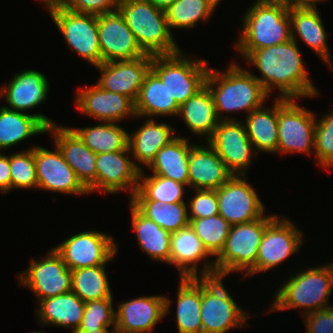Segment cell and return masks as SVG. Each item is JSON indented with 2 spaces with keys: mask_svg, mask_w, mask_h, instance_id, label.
<instances>
[{
  "mask_svg": "<svg viewBox=\"0 0 333 333\" xmlns=\"http://www.w3.org/2000/svg\"><path fill=\"white\" fill-rule=\"evenodd\" d=\"M246 63L258 69L260 76L254 77L271 95L273 87L278 89L280 98L299 99L318 97L319 92L304 67L298 43L288 42L256 50H237Z\"/></svg>",
  "mask_w": 333,
  "mask_h": 333,
  "instance_id": "obj_1",
  "label": "cell"
},
{
  "mask_svg": "<svg viewBox=\"0 0 333 333\" xmlns=\"http://www.w3.org/2000/svg\"><path fill=\"white\" fill-rule=\"evenodd\" d=\"M229 65L223 72L209 68L205 79V85L211 92L220 121L238 120L231 115L221 117L224 112L244 111L247 116L253 110L261 108L269 97L252 72L237 62Z\"/></svg>",
  "mask_w": 333,
  "mask_h": 333,
  "instance_id": "obj_2",
  "label": "cell"
},
{
  "mask_svg": "<svg viewBox=\"0 0 333 333\" xmlns=\"http://www.w3.org/2000/svg\"><path fill=\"white\" fill-rule=\"evenodd\" d=\"M275 292L269 311L280 312L302 308V317L319 309L328 308L329 297L333 291V263L289 275Z\"/></svg>",
  "mask_w": 333,
  "mask_h": 333,
  "instance_id": "obj_3",
  "label": "cell"
},
{
  "mask_svg": "<svg viewBox=\"0 0 333 333\" xmlns=\"http://www.w3.org/2000/svg\"><path fill=\"white\" fill-rule=\"evenodd\" d=\"M117 9L145 54L171 55L181 51L168 26L165 10L148 0H119Z\"/></svg>",
  "mask_w": 333,
  "mask_h": 333,
  "instance_id": "obj_4",
  "label": "cell"
},
{
  "mask_svg": "<svg viewBox=\"0 0 333 333\" xmlns=\"http://www.w3.org/2000/svg\"><path fill=\"white\" fill-rule=\"evenodd\" d=\"M199 273L201 275L194 278L201 285L202 333H226L248 323V312L234 301L223 285L222 279L231 272L212 269Z\"/></svg>",
  "mask_w": 333,
  "mask_h": 333,
  "instance_id": "obj_5",
  "label": "cell"
},
{
  "mask_svg": "<svg viewBox=\"0 0 333 333\" xmlns=\"http://www.w3.org/2000/svg\"><path fill=\"white\" fill-rule=\"evenodd\" d=\"M243 15L236 50H256L291 39L289 7L283 3L256 1Z\"/></svg>",
  "mask_w": 333,
  "mask_h": 333,
  "instance_id": "obj_6",
  "label": "cell"
},
{
  "mask_svg": "<svg viewBox=\"0 0 333 333\" xmlns=\"http://www.w3.org/2000/svg\"><path fill=\"white\" fill-rule=\"evenodd\" d=\"M276 216L268 214L250 222L232 225L222 251L214 259L215 269L243 272L244 279L254 276V265L263 234Z\"/></svg>",
  "mask_w": 333,
  "mask_h": 333,
  "instance_id": "obj_7",
  "label": "cell"
},
{
  "mask_svg": "<svg viewBox=\"0 0 333 333\" xmlns=\"http://www.w3.org/2000/svg\"><path fill=\"white\" fill-rule=\"evenodd\" d=\"M184 55H154L150 66L179 106L205 85L209 69L206 60Z\"/></svg>",
  "mask_w": 333,
  "mask_h": 333,
  "instance_id": "obj_8",
  "label": "cell"
},
{
  "mask_svg": "<svg viewBox=\"0 0 333 333\" xmlns=\"http://www.w3.org/2000/svg\"><path fill=\"white\" fill-rule=\"evenodd\" d=\"M298 99L278 97L277 153H314L316 115L300 106Z\"/></svg>",
  "mask_w": 333,
  "mask_h": 333,
  "instance_id": "obj_9",
  "label": "cell"
},
{
  "mask_svg": "<svg viewBox=\"0 0 333 333\" xmlns=\"http://www.w3.org/2000/svg\"><path fill=\"white\" fill-rule=\"evenodd\" d=\"M69 49L94 67L101 64L97 15L70 11L62 5L46 9Z\"/></svg>",
  "mask_w": 333,
  "mask_h": 333,
  "instance_id": "obj_10",
  "label": "cell"
},
{
  "mask_svg": "<svg viewBox=\"0 0 333 333\" xmlns=\"http://www.w3.org/2000/svg\"><path fill=\"white\" fill-rule=\"evenodd\" d=\"M118 245L112 235L95 230L71 235L54 250L69 270L107 265L116 256Z\"/></svg>",
  "mask_w": 333,
  "mask_h": 333,
  "instance_id": "obj_11",
  "label": "cell"
},
{
  "mask_svg": "<svg viewBox=\"0 0 333 333\" xmlns=\"http://www.w3.org/2000/svg\"><path fill=\"white\" fill-rule=\"evenodd\" d=\"M278 216L265 229L254 265V275L275 268L289 256L297 254L304 244V233L296 224L289 218Z\"/></svg>",
  "mask_w": 333,
  "mask_h": 333,
  "instance_id": "obj_12",
  "label": "cell"
},
{
  "mask_svg": "<svg viewBox=\"0 0 333 333\" xmlns=\"http://www.w3.org/2000/svg\"><path fill=\"white\" fill-rule=\"evenodd\" d=\"M233 175H246L258 156L239 120H221L207 141ZM253 159V160H252Z\"/></svg>",
  "mask_w": 333,
  "mask_h": 333,
  "instance_id": "obj_13",
  "label": "cell"
},
{
  "mask_svg": "<svg viewBox=\"0 0 333 333\" xmlns=\"http://www.w3.org/2000/svg\"><path fill=\"white\" fill-rule=\"evenodd\" d=\"M30 261L28 268L19 274L18 279L21 286L32 290L38 302L71 291V270L54 248L42 260L32 258Z\"/></svg>",
  "mask_w": 333,
  "mask_h": 333,
  "instance_id": "obj_14",
  "label": "cell"
},
{
  "mask_svg": "<svg viewBox=\"0 0 333 333\" xmlns=\"http://www.w3.org/2000/svg\"><path fill=\"white\" fill-rule=\"evenodd\" d=\"M216 192L219 215L231 225L265 216V205L254 187L246 181V175H233Z\"/></svg>",
  "mask_w": 333,
  "mask_h": 333,
  "instance_id": "obj_15",
  "label": "cell"
},
{
  "mask_svg": "<svg viewBox=\"0 0 333 333\" xmlns=\"http://www.w3.org/2000/svg\"><path fill=\"white\" fill-rule=\"evenodd\" d=\"M171 300L163 295L139 296L120 302L116 316V333H152L154 326L169 314Z\"/></svg>",
  "mask_w": 333,
  "mask_h": 333,
  "instance_id": "obj_16",
  "label": "cell"
},
{
  "mask_svg": "<svg viewBox=\"0 0 333 333\" xmlns=\"http://www.w3.org/2000/svg\"><path fill=\"white\" fill-rule=\"evenodd\" d=\"M54 151L34 146L38 189L49 192L84 195L89 191L81 184L74 170L66 163L58 147Z\"/></svg>",
  "mask_w": 333,
  "mask_h": 333,
  "instance_id": "obj_17",
  "label": "cell"
},
{
  "mask_svg": "<svg viewBox=\"0 0 333 333\" xmlns=\"http://www.w3.org/2000/svg\"><path fill=\"white\" fill-rule=\"evenodd\" d=\"M125 150L96 154V192L118 194L129 191L131 199L138 188L140 170ZM128 157V158H127Z\"/></svg>",
  "mask_w": 333,
  "mask_h": 333,
  "instance_id": "obj_18",
  "label": "cell"
},
{
  "mask_svg": "<svg viewBox=\"0 0 333 333\" xmlns=\"http://www.w3.org/2000/svg\"><path fill=\"white\" fill-rule=\"evenodd\" d=\"M97 22L101 63L145 55L118 9L97 15Z\"/></svg>",
  "mask_w": 333,
  "mask_h": 333,
  "instance_id": "obj_19",
  "label": "cell"
},
{
  "mask_svg": "<svg viewBox=\"0 0 333 333\" xmlns=\"http://www.w3.org/2000/svg\"><path fill=\"white\" fill-rule=\"evenodd\" d=\"M76 91L78 111L101 122L118 123L125 118H135V103L125 95L110 92L94 84Z\"/></svg>",
  "mask_w": 333,
  "mask_h": 333,
  "instance_id": "obj_20",
  "label": "cell"
},
{
  "mask_svg": "<svg viewBox=\"0 0 333 333\" xmlns=\"http://www.w3.org/2000/svg\"><path fill=\"white\" fill-rule=\"evenodd\" d=\"M152 58L145 54L132 60L102 62L95 67L101 73L96 84L104 90L125 95L135 103Z\"/></svg>",
  "mask_w": 333,
  "mask_h": 333,
  "instance_id": "obj_21",
  "label": "cell"
},
{
  "mask_svg": "<svg viewBox=\"0 0 333 333\" xmlns=\"http://www.w3.org/2000/svg\"><path fill=\"white\" fill-rule=\"evenodd\" d=\"M46 132L54 135V145L74 170L81 184L89 193L96 192V153L85 145L72 127L55 123L48 127Z\"/></svg>",
  "mask_w": 333,
  "mask_h": 333,
  "instance_id": "obj_22",
  "label": "cell"
},
{
  "mask_svg": "<svg viewBox=\"0 0 333 333\" xmlns=\"http://www.w3.org/2000/svg\"><path fill=\"white\" fill-rule=\"evenodd\" d=\"M46 75L34 69H26L14 74L10 82L0 89L4 96L5 108L27 113L40 106L47 99L50 84Z\"/></svg>",
  "mask_w": 333,
  "mask_h": 333,
  "instance_id": "obj_23",
  "label": "cell"
},
{
  "mask_svg": "<svg viewBox=\"0 0 333 333\" xmlns=\"http://www.w3.org/2000/svg\"><path fill=\"white\" fill-rule=\"evenodd\" d=\"M210 256L190 225L171 233L170 265L178 269L180 278L195 277L199 272L215 269L214 259H207ZM200 261L204 262L198 269Z\"/></svg>",
  "mask_w": 333,
  "mask_h": 333,
  "instance_id": "obj_24",
  "label": "cell"
},
{
  "mask_svg": "<svg viewBox=\"0 0 333 333\" xmlns=\"http://www.w3.org/2000/svg\"><path fill=\"white\" fill-rule=\"evenodd\" d=\"M205 146L195 144L189 155L188 187L199 190H216L226 183L233 174L215 150L206 142Z\"/></svg>",
  "mask_w": 333,
  "mask_h": 333,
  "instance_id": "obj_25",
  "label": "cell"
},
{
  "mask_svg": "<svg viewBox=\"0 0 333 333\" xmlns=\"http://www.w3.org/2000/svg\"><path fill=\"white\" fill-rule=\"evenodd\" d=\"M174 132L175 129L167 122L158 123L155 118H147V121L136 131L132 134L128 133V147L131 157L136 160L135 166L140 171L143 170V166L148 167L158 151L177 137L174 136ZM139 164L142 165L139 166Z\"/></svg>",
  "mask_w": 333,
  "mask_h": 333,
  "instance_id": "obj_26",
  "label": "cell"
},
{
  "mask_svg": "<svg viewBox=\"0 0 333 333\" xmlns=\"http://www.w3.org/2000/svg\"><path fill=\"white\" fill-rule=\"evenodd\" d=\"M291 39L296 42L299 37L312 49L320 59L331 67V54L327 44V32L325 31L323 18L319 10L311 7H290ZM298 35V36H297Z\"/></svg>",
  "mask_w": 333,
  "mask_h": 333,
  "instance_id": "obj_27",
  "label": "cell"
},
{
  "mask_svg": "<svg viewBox=\"0 0 333 333\" xmlns=\"http://www.w3.org/2000/svg\"><path fill=\"white\" fill-rule=\"evenodd\" d=\"M2 106V107H1ZM0 106V149L6 150L29 137L47 133L46 130L55 124L42 113L27 114Z\"/></svg>",
  "mask_w": 333,
  "mask_h": 333,
  "instance_id": "obj_28",
  "label": "cell"
},
{
  "mask_svg": "<svg viewBox=\"0 0 333 333\" xmlns=\"http://www.w3.org/2000/svg\"><path fill=\"white\" fill-rule=\"evenodd\" d=\"M35 308L37 322L40 325L69 328L71 332L78 330L82 322L85 302L73 291L49 297L38 302Z\"/></svg>",
  "mask_w": 333,
  "mask_h": 333,
  "instance_id": "obj_29",
  "label": "cell"
},
{
  "mask_svg": "<svg viewBox=\"0 0 333 333\" xmlns=\"http://www.w3.org/2000/svg\"><path fill=\"white\" fill-rule=\"evenodd\" d=\"M179 109L180 106L171 97L166 85L150 69L144 77L135 102V118L173 117L178 115Z\"/></svg>",
  "mask_w": 333,
  "mask_h": 333,
  "instance_id": "obj_30",
  "label": "cell"
},
{
  "mask_svg": "<svg viewBox=\"0 0 333 333\" xmlns=\"http://www.w3.org/2000/svg\"><path fill=\"white\" fill-rule=\"evenodd\" d=\"M177 116L184 120L192 134L205 136L207 141L220 121L213 97L206 85L180 106Z\"/></svg>",
  "mask_w": 333,
  "mask_h": 333,
  "instance_id": "obj_31",
  "label": "cell"
},
{
  "mask_svg": "<svg viewBox=\"0 0 333 333\" xmlns=\"http://www.w3.org/2000/svg\"><path fill=\"white\" fill-rule=\"evenodd\" d=\"M132 232L136 233L141 249L154 261L170 264L171 234L146 217L131 201Z\"/></svg>",
  "mask_w": 333,
  "mask_h": 333,
  "instance_id": "obj_32",
  "label": "cell"
},
{
  "mask_svg": "<svg viewBox=\"0 0 333 333\" xmlns=\"http://www.w3.org/2000/svg\"><path fill=\"white\" fill-rule=\"evenodd\" d=\"M271 108L265 104L249 113L243 121L247 135L257 153H277L278 147V97Z\"/></svg>",
  "mask_w": 333,
  "mask_h": 333,
  "instance_id": "obj_33",
  "label": "cell"
},
{
  "mask_svg": "<svg viewBox=\"0 0 333 333\" xmlns=\"http://www.w3.org/2000/svg\"><path fill=\"white\" fill-rule=\"evenodd\" d=\"M187 138L176 137L163 146L147 167L152 174L172 179L188 186V163L190 150L194 146Z\"/></svg>",
  "mask_w": 333,
  "mask_h": 333,
  "instance_id": "obj_34",
  "label": "cell"
},
{
  "mask_svg": "<svg viewBox=\"0 0 333 333\" xmlns=\"http://www.w3.org/2000/svg\"><path fill=\"white\" fill-rule=\"evenodd\" d=\"M176 298L178 333H202L201 285L194 277L181 278Z\"/></svg>",
  "mask_w": 333,
  "mask_h": 333,
  "instance_id": "obj_35",
  "label": "cell"
},
{
  "mask_svg": "<svg viewBox=\"0 0 333 333\" xmlns=\"http://www.w3.org/2000/svg\"><path fill=\"white\" fill-rule=\"evenodd\" d=\"M102 123V124H101ZM100 125L72 128L94 153H110L128 147V132L117 123L101 122Z\"/></svg>",
  "mask_w": 333,
  "mask_h": 333,
  "instance_id": "obj_36",
  "label": "cell"
},
{
  "mask_svg": "<svg viewBox=\"0 0 333 333\" xmlns=\"http://www.w3.org/2000/svg\"><path fill=\"white\" fill-rule=\"evenodd\" d=\"M218 3L214 0H175L165 9L166 20L172 29H192L200 20L212 18Z\"/></svg>",
  "mask_w": 333,
  "mask_h": 333,
  "instance_id": "obj_37",
  "label": "cell"
},
{
  "mask_svg": "<svg viewBox=\"0 0 333 333\" xmlns=\"http://www.w3.org/2000/svg\"><path fill=\"white\" fill-rule=\"evenodd\" d=\"M146 217L170 234L189 225L186 202L162 203L158 200H129Z\"/></svg>",
  "mask_w": 333,
  "mask_h": 333,
  "instance_id": "obj_38",
  "label": "cell"
},
{
  "mask_svg": "<svg viewBox=\"0 0 333 333\" xmlns=\"http://www.w3.org/2000/svg\"><path fill=\"white\" fill-rule=\"evenodd\" d=\"M143 172L140 171L138 188L130 200H158L163 204L186 202L184 191L187 185L163 176H147Z\"/></svg>",
  "mask_w": 333,
  "mask_h": 333,
  "instance_id": "obj_39",
  "label": "cell"
},
{
  "mask_svg": "<svg viewBox=\"0 0 333 333\" xmlns=\"http://www.w3.org/2000/svg\"><path fill=\"white\" fill-rule=\"evenodd\" d=\"M105 266L97 265L72 270L71 291L84 302L113 297Z\"/></svg>",
  "mask_w": 333,
  "mask_h": 333,
  "instance_id": "obj_40",
  "label": "cell"
},
{
  "mask_svg": "<svg viewBox=\"0 0 333 333\" xmlns=\"http://www.w3.org/2000/svg\"><path fill=\"white\" fill-rule=\"evenodd\" d=\"M189 225L202 241L206 250L216 257L223 249L231 224L217 214L205 218H188Z\"/></svg>",
  "mask_w": 333,
  "mask_h": 333,
  "instance_id": "obj_41",
  "label": "cell"
},
{
  "mask_svg": "<svg viewBox=\"0 0 333 333\" xmlns=\"http://www.w3.org/2000/svg\"><path fill=\"white\" fill-rule=\"evenodd\" d=\"M11 190L38 187L34 145L24 151L10 154Z\"/></svg>",
  "mask_w": 333,
  "mask_h": 333,
  "instance_id": "obj_42",
  "label": "cell"
},
{
  "mask_svg": "<svg viewBox=\"0 0 333 333\" xmlns=\"http://www.w3.org/2000/svg\"><path fill=\"white\" fill-rule=\"evenodd\" d=\"M110 326L116 328L113 297L85 302L82 322L76 331H95Z\"/></svg>",
  "mask_w": 333,
  "mask_h": 333,
  "instance_id": "obj_43",
  "label": "cell"
},
{
  "mask_svg": "<svg viewBox=\"0 0 333 333\" xmlns=\"http://www.w3.org/2000/svg\"><path fill=\"white\" fill-rule=\"evenodd\" d=\"M314 155L324 169L333 167V112L316 120Z\"/></svg>",
  "mask_w": 333,
  "mask_h": 333,
  "instance_id": "obj_44",
  "label": "cell"
},
{
  "mask_svg": "<svg viewBox=\"0 0 333 333\" xmlns=\"http://www.w3.org/2000/svg\"><path fill=\"white\" fill-rule=\"evenodd\" d=\"M193 193L194 196L187 204L188 218H205L219 214L216 190L194 189Z\"/></svg>",
  "mask_w": 333,
  "mask_h": 333,
  "instance_id": "obj_45",
  "label": "cell"
},
{
  "mask_svg": "<svg viewBox=\"0 0 333 333\" xmlns=\"http://www.w3.org/2000/svg\"><path fill=\"white\" fill-rule=\"evenodd\" d=\"M118 3L119 0H65L62 6L77 13L101 15L116 11Z\"/></svg>",
  "mask_w": 333,
  "mask_h": 333,
  "instance_id": "obj_46",
  "label": "cell"
},
{
  "mask_svg": "<svg viewBox=\"0 0 333 333\" xmlns=\"http://www.w3.org/2000/svg\"><path fill=\"white\" fill-rule=\"evenodd\" d=\"M302 318L307 333H333V306L311 312Z\"/></svg>",
  "mask_w": 333,
  "mask_h": 333,
  "instance_id": "obj_47",
  "label": "cell"
},
{
  "mask_svg": "<svg viewBox=\"0 0 333 333\" xmlns=\"http://www.w3.org/2000/svg\"><path fill=\"white\" fill-rule=\"evenodd\" d=\"M11 191L10 155L0 153V192L6 194Z\"/></svg>",
  "mask_w": 333,
  "mask_h": 333,
  "instance_id": "obj_48",
  "label": "cell"
},
{
  "mask_svg": "<svg viewBox=\"0 0 333 333\" xmlns=\"http://www.w3.org/2000/svg\"><path fill=\"white\" fill-rule=\"evenodd\" d=\"M327 0H287V7H311L316 8L317 3Z\"/></svg>",
  "mask_w": 333,
  "mask_h": 333,
  "instance_id": "obj_49",
  "label": "cell"
},
{
  "mask_svg": "<svg viewBox=\"0 0 333 333\" xmlns=\"http://www.w3.org/2000/svg\"><path fill=\"white\" fill-rule=\"evenodd\" d=\"M155 7L165 10L168 8L175 0H148Z\"/></svg>",
  "mask_w": 333,
  "mask_h": 333,
  "instance_id": "obj_50",
  "label": "cell"
},
{
  "mask_svg": "<svg viewBox=\"0 0 333 333\" xmlns=\"http://www.w3.org/2000/svg\"><path fill=\"white\" fill-rule=\"evenodd\" d=\"M72 333H116L115 328H111L108 329V327L104 328V329H99V330H95V331H74Z\"/></svg>",
  "mask_w": 333,
  "mask_h": 333,
  "instance_id": "obj_51",
  "label": "cell"
},
{
  "mask_svg": "<svg viewBox=\"0 0 333 333\" xmlns=\"http://www.w3.org/2000/svg\"><path fill=\"white\" fill-rule=\"evenodd\" d=\"M47 8L55 6V5H62L65 0H40Z\"/></svg>",
  "mask_w": 333,
  "mask_h": 333,
  "instance_id": "obj_52",
  "label": "cell"
},
{
  "mask_svg": "<svg viewBox=\"0 0 333 333\" xmlns=\"http://www.w3.org/2000/svg\"><path fill=\"white\" fill-rule=\"evenodd\" d=\"M260 2H272V3H283L285 6H287V0H256Z\"/></svg>",
  "mask_w": 333,
  "mask_h": 333,
  "instance_id": "obj_53",
  "label": "cell"
},
{
  "mask_svg": "<svg viewBox=\"0 0 333 333\" xmlns=\"http://www.w3.org/2000/svg\"><path fill=\"white\" fill-rule=\"evenodd\" d=\"M29 333H45V332H43V331H33V332H29Z\"/></svg>",
  "mask_w": 333,
  "mask_h": 333,
  "instance_id": "obj_54",
  "label": "cell"
},
{
  "mask_svg": "<svg viewBox=\"0 0 333 333\" xmlns=\"http://www.w3.org/2000/svg\"><path fill=\"white\" fill-rule=\"evenodd\" d=\"M214 1H216L218 4H220V1H222V0H214Z\"/></svg>",
  "mask_w": 333,
  "mask_h": 333,
  "instance_id": "obj_55",
  "label": "cell"
}]
</instances>
